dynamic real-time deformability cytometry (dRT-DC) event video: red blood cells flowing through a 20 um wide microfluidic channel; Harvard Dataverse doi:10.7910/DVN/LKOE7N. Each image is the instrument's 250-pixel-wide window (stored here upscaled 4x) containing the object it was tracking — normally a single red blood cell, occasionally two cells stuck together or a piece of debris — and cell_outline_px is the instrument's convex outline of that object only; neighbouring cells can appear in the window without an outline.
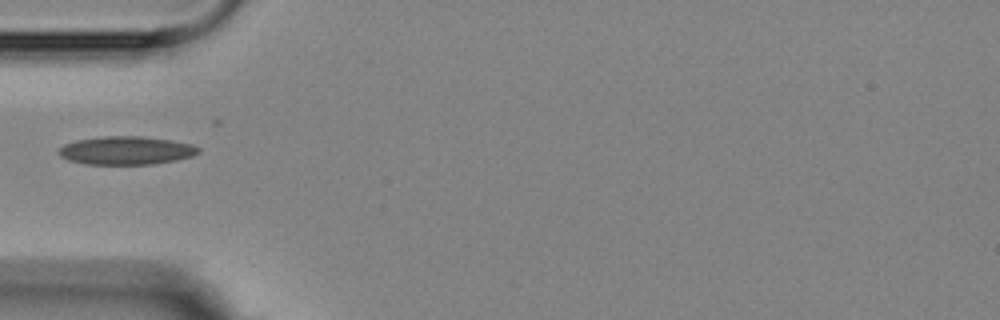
{"species": "Egyptian fruit bat (a non-hibernating species)", "species_latin": "Rousettus aegyptiacus", "temperature_condition": "room temperature", "stored_images_in_passage": 1, "camera_frame_rate_fps": 3000, "um_per_image_px": 0.085, "animal": {"sex": "female"}, "frame": {"image": 1, "passage_image": 1, "time_ms": 0.0, "image_size_px": [1000, 320], "cell_outline_px": [[200, 152], [192, 156], [176, 160], [152, 164], [88, 164], [68, 160], [60, 156], [60, 148], [64, 144], [76, 140], [104, 136], [140, 136], [172, 140], [192, 144], [200, 148]], "centroid_in_image_um": [10.75, 12.78], "position_along_channel_um": 74.2, "area_um2": 22.95}}